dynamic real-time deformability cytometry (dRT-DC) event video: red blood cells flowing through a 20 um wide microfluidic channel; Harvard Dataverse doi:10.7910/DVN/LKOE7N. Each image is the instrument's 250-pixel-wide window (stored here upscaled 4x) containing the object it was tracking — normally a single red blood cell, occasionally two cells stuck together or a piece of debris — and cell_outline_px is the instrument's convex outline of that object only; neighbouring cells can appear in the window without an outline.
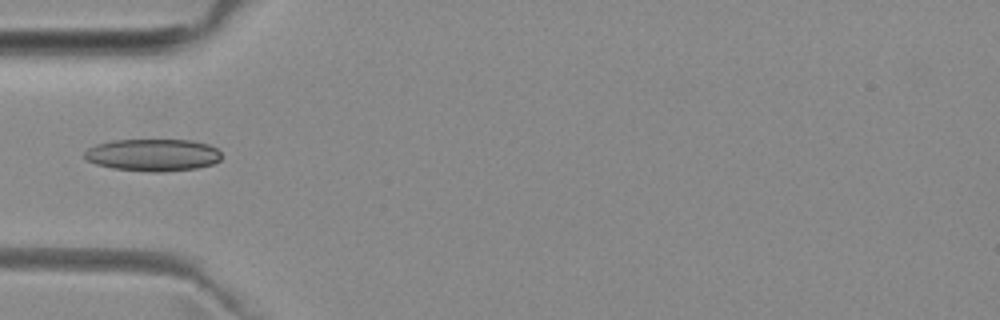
{"species": "common noctule bat (a hibernating species)", "species_latin": "Nyctalus noctula", "temperature_condition": "room temperature", "stored_images_in_passage": 5, "camera_frame_rate_fps": 3000, "um_per_image_px": 0.085, "animal": {"sex": "female", "body_mass_g": 29.2, "forearm_length_mm": 56.3}, "frame": {"image": 1, "passage_image": 4, "time_ms": 3.333, "image_size_px": [1000, 320], "cell_outline_px": [[220, 160], [212, 164], [196, 168], [160, 172], [152, 172], [112, 168], [96, 164], [88, 160], [84, 156], [84, 152], [88, 148], [96, 144], [112, 140], [192, 140], [208, 144], [216, 148], [220, 152]], "centroid_in_image_um": [12.99, 13.17], "position_along_channel_um": 72.0, "area_um2": 25.66}}
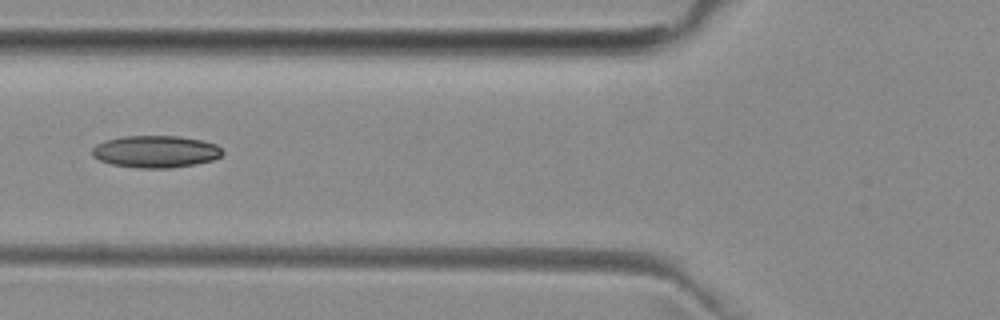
{"frame": {"image": 2, "passage_image": 5, "time_ms": 4.333, "image_size_px": [1000, 320], "cell_outline_px": [[224, 152], [220, 156], [212, 160], [196, 164], [172, 168], [140, 168], [112, 164], [100, 160], [92, 156], [92, 148], [96, 144], [108, 140], [124, 136], [180, 136], [200, 140], [216, 144]], "centroid_in_image_um": [13.24, 12.89], "position_along_channel_um": 112.6, "area_um2": 24.28}}